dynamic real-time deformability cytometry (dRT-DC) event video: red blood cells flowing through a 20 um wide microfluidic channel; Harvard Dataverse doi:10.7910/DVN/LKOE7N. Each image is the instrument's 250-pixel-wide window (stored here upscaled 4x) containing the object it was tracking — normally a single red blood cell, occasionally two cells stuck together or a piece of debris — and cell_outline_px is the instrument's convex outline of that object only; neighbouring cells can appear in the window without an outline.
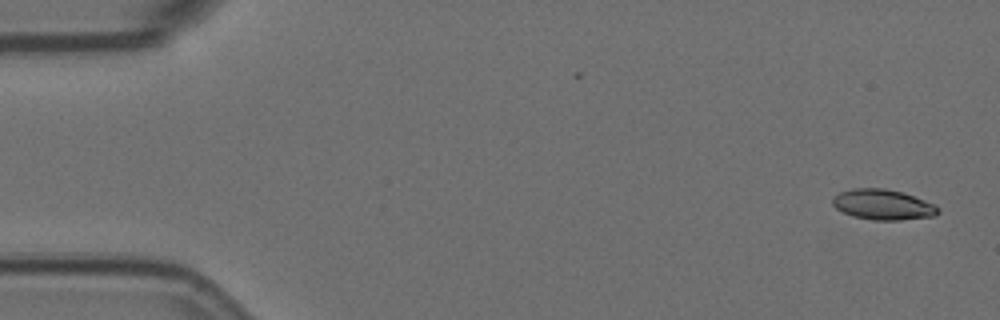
{"species": "Egyptian fruit bat (a non-hibernating species)", "species_latin": "Rousettus aegyptiacus", "temperature_condition": "room temperature", "stored_images_in_passage": 5, "camera_frame_rate_fps": 3000, "um_per_image_px": 0.085, "animal": {"sex": "female"}, "frame": {"image": 1, "passage_image": 1, "time_ms": 0.0, "image_size_px": [1000, 320], "cell_outline_px": [[940, 212], [936, 216], [900, 220], [872, 220], [852, 216], [836, 208], [832, 204], [832, 196], [840, 192], [852, 188], [884, 188], [900, 192], [936, 204], [940, 208]], "centroid_in_image_um": [75.05, 17.4], "position_along_channel_um": 9.9, "area_um2": 18.79}}
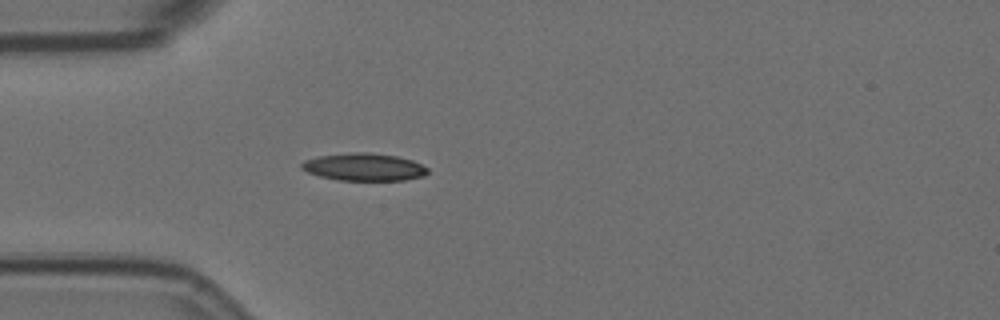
{"frame": {"image": 2, "passage_image": 5, "time_ms": 1.333, "image_size_px": [1000, 320], "cell_outline_px": [[428, 172], [424, 176], [404, 180], [340, 180], [320, 176], [308, 172], [300, 168], [300, 164], [304, 160], [316, 156], [352, 152], [368, 152], [396, 156], [412, 160], [428, 168]], "centroid_in_image_um": [30.92, 14.19], "position_along_channel_um": 54.1, "area_um2": 20.23}}